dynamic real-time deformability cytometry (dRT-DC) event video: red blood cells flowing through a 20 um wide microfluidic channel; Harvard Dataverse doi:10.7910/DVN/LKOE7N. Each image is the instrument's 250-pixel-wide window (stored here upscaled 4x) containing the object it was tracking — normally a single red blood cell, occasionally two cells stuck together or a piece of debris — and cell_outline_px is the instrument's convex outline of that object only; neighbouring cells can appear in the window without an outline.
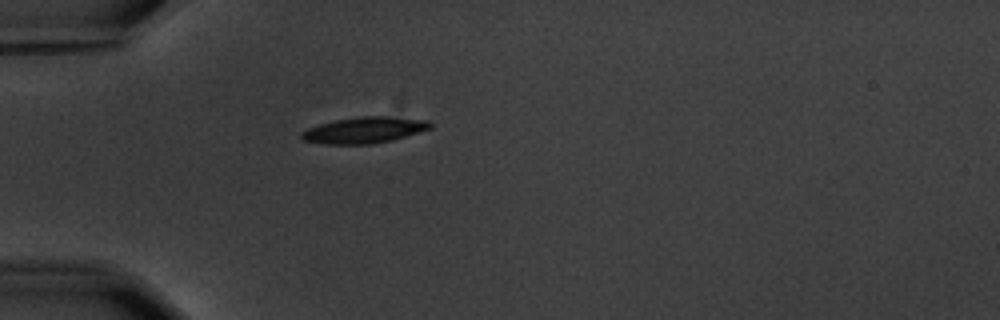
{"species": "common noctule bat (a hibernating species)", "species_latin": "Nyctalus noctula", "temperature_condition": "warm", "stored_images_in_passage": 2, "camera_frame_rate_fps": 3000, "um_per_image_px": 0.085, "animal": {"sex": "male", "body_mass_g": 20.1, "forearm_length_mm": 53.5}, "frame": {"image": 1, "passage_image": 1, "time_ms": 0.0, "image_size_px": [1000, 320], "cell_outline_px": [[432, 128], [392, 140], [372, 144], [324, 144], [304, 140], [300, 136], [300, 132], [308, 128], [320, 124], [336, 120], [360, 116], [388, 116], [428, 120], [432, 124]], "centroid_in_image_um": [30.97, 11.05], "position_along_channel_um": 54.0, "area_um2": 19.59}}